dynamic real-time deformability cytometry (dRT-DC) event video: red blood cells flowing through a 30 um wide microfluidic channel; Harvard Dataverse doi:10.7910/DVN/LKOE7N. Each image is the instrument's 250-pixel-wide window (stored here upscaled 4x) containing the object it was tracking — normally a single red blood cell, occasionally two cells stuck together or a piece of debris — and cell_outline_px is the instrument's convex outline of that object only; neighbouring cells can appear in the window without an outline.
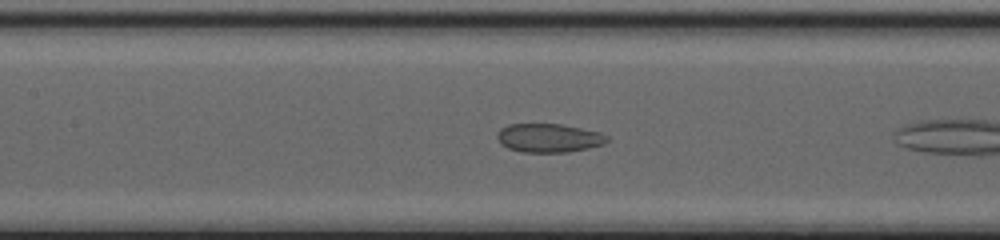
{"species": "common noctule bat (a hibernating species)", "species_latin": "Nyctalus noctula", "temperature_condition": "cold", "stored_images_in_passage": 8, "camera_frame_rate_fps": 3000, "um_per_image_px": 0.085, "animal": {"sex": "female", "body_mass_g": 20.0, "forearm_length_mm": 54.0}, "frame": {"image": 1, "passage_image": 7, "time_ms": 2.0, "image_size_px": [1000, 240], "cell_outline_px": [[608, 140], [604, 144], [588, 148], [568, 152], [520, 152], [508, 148], [500, 144], [496, 136], [500, 128], [508, 124], [560, 124], [600, 132], [608, 136]], "centroid_in_image_um": [46.62, 11.73], "position_along_channel_um": 160.8, "area_um2": 18.44}}